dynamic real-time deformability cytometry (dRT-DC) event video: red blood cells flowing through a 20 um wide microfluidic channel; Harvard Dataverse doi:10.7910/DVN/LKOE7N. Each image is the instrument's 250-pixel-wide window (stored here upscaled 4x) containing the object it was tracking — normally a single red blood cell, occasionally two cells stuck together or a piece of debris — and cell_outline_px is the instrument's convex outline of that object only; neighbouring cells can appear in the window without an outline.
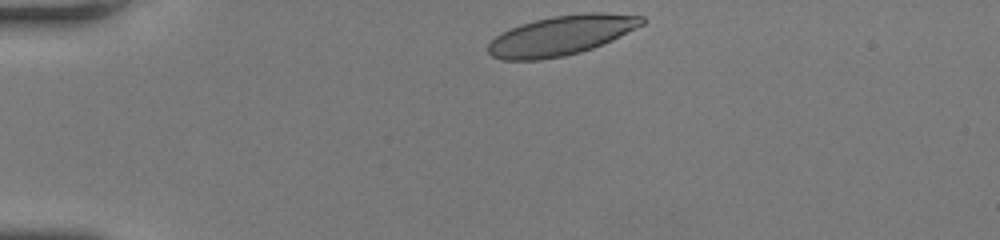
{"species": "human", "species_latin": "Homo sapiens", "temperature_condition": "room temperature", "stored_images_in_passage": 34, "camera_frame_rate_fps": 3000, "um_per_image_px": 0.085, "donor": {"sex": "female"}, "frame": {"image": 1, "passage_image": 1, "time_ms": 0.0, "image_size_px": [1000, 240], "cell_outline_px": [[648, 20], [644, 24], [612, 40], [592, 48], [580, 52], [564, 56], [540, 60], [504, 60], [492, 56], [488, 52], [488, 44], [500, 32], [520, 24], [552, 16], [588, 12], [600, 12], [644, 16]], "centroid_in_image_um": [47.72, 3.0], "position_along_channel_um": 37.3, "area_um2": 35.6}}
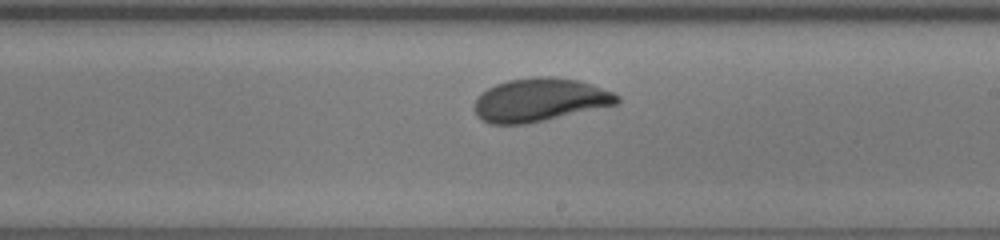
{"frame": {"image": 2, "passage_image": 21, "time_ms": 6.667, "image_size_px": [1000, 240], "cell_outline_px": [[620, 100], [616, 104], [528, 124], [492, 124], [476, 116], [472, 108], [476, 96], [480, 92], [496, 84], [508, 80], [540, 76], [552, 76], [580, 80], [592, 84], [612, 92], [620, 96]], "centroid_in_image_um": [45.83, 8.49], "position_along_channel_um": 243.2, "area_um2": 36.18}}
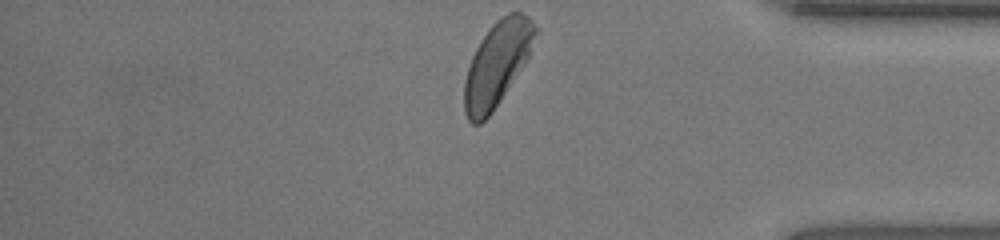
{"frame": {"image": 3, "passage_image": 34, "time_ms": 11.0, "image_size_px": [1000, 240], "cell_outline_px": [[540, 28], [528, 56], [500, 100], [492, 112], [480, 124], [472, 124], [468, 120], [464, 112], [464, 84], [468, 68], [472, 56], [480, 40], [492, 24], [496, 20], [508, 12], [520, 12], [528, 16]], "centroid_in_image_um": [42.25, 5.4], "position_along_channel_um": 393.0, "area_um2": 34.51}, "authors_computed_cell_mechanics": {"area_um2": 35.7204, "velocity_mm_per_s": 3.874, "shape_relaxation_time_tau1_ms": 8.8496, "shape_relaxation_time_tau2_ms": null, "deformation_change_tau1": 0.2867, "deformation_change_tau2": null}}